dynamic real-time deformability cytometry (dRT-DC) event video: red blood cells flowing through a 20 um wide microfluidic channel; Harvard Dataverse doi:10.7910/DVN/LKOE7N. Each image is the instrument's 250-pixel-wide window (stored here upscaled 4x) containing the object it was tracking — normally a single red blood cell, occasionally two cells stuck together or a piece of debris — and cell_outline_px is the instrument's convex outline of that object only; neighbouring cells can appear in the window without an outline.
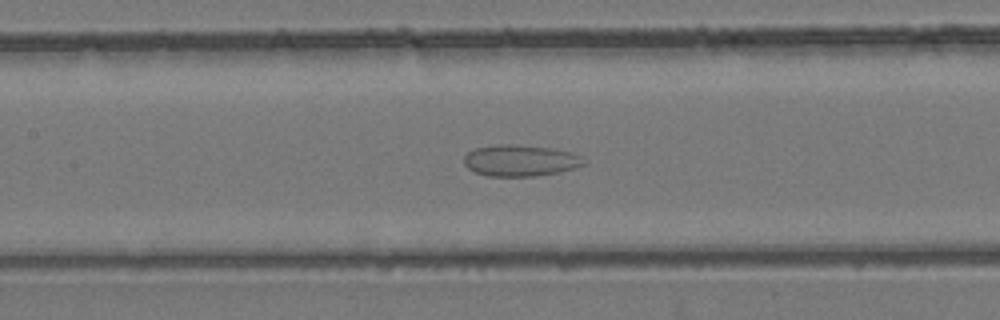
{"species": "common noctule bat (a hibernating species)", "species_latin": "Nyctalus noctula", "temperature_condition": "room temperature", "stored_images_in_passage": 41, "camera_frame_rate_fps": 3000, "um_per_image_px": 0.085, "animal": {"sex": "female", "body_mass_g": 24.6, "forearm_length_mm": 56.2}, "frame": {"image": 1, "passage_image": 19, "time_ms": 6.0, "image_size_px": [1000, 320], "cell_outline_px": [[584, 164], [572, 168], [556, 172], [532, 176], [488, 176], [476, 172], [468, 168], [464, 164], [464, 156], [468, 152], [476, 148], [500, 144], [516, 144], [552, 148], [572, 152], [580, 156], [584, 160]], "centroid_in_image_um": [44.19, 13.63], "position_along_channel_um": 163.2, "area_um2": 21.68}}
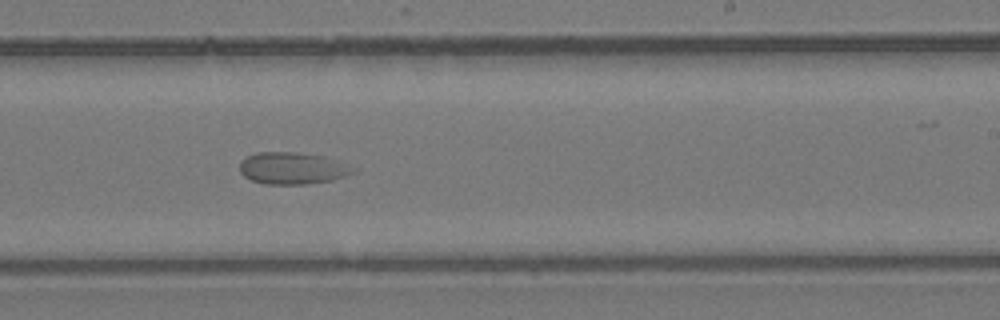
{"frame": {"image": 2, "passage_image": 25, "time_ms": 8.0, "image_size_px": [1000, 320], "cell_outline_px": [[360, 168], [356, 172], [332, 180], [304, 184], [264, 184], [252, 180], [244, 176], [240, 172], [240, 160], [256, 152], [296, 152], [324, 156]], "centroid_in_image_um": [24.89, 14.29], "position_along_channel_um": 264.1, "area_um2": 21.27}}
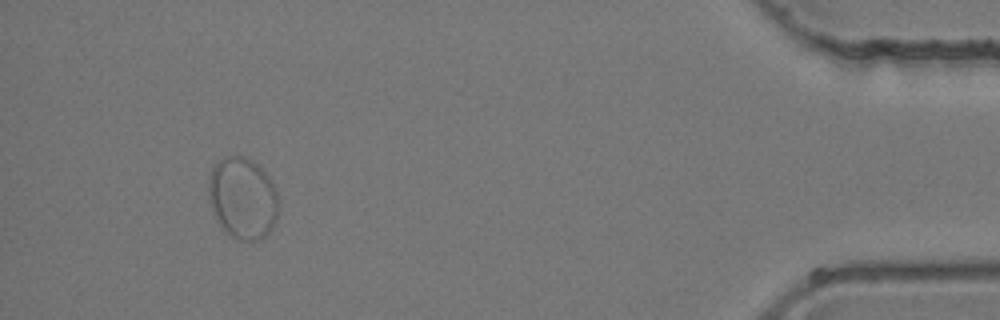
{"frame": {"image": 3, "passage_image": 38, "time_ms": 12.333, "image_size_px": [1000, 320], "cell_outline_px": [[276, 220], [272, 228], [260, 240], [240, 240], [232, 236], [216, 220], [208, 200], [208, 176], [216, 160], [224, 156], [244, 156], [252, 160], [268, 176], [276, 192]], "centroid_in_image_um": [20.57, 16.81], "position_along_channel_um": 414.6, "area_um2": 33.12}}